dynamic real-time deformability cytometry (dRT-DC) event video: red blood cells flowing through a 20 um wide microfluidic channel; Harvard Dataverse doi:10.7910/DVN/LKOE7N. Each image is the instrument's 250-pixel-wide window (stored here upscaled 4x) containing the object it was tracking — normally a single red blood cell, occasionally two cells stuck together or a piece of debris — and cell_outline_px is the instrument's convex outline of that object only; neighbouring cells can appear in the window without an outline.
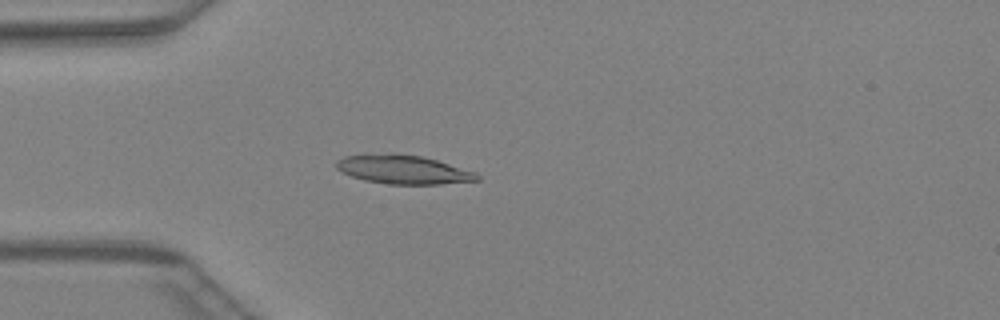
{"species": "Egyptian fruit bat (a non-hibernating species)", "species_latin": "Rousettus aegyptiacus", "temperature_condition": "warm", "stored_images_in_passage": 37, "camera_frame_rate_fps": 3000, "um_per_image_px": 0.085, "animal": {"sex": "female"}, "frame": {"image": 1, "passage_image": 8, "time_ms": 2.333, "image_size_px": [1000, 320], "cell_outline_px": [[480, 180], [440, 184], [388, 184], [364, 180], [352, 176], [336, 168], [336, 160], [344, 156], [420, 156], [436, 160], [476, 172], [480, 176]], "centroid_in_image_um": [34.34, 14.46], "position_along_channel_um": 50.7, "area_um2": 22.54}}
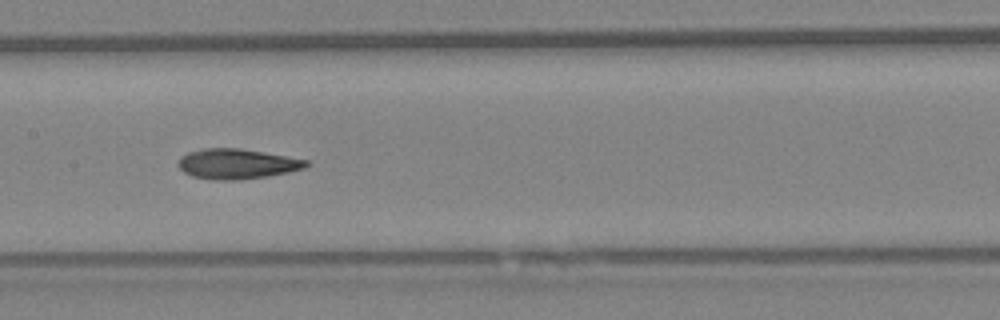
{"frame": {"image": 2, "passage_image": 18, "time_ms": 5.667, "image_size_px": [1000, 320], "cell_outline_px": [[308, 164], [304, 168], [288, 172], [268, 176], [240, 180], [212, 180], [192, 176], [184, 172], [176, 164], [180, 156], [188, 152], [204, 148], [240, 148], [264, 152], [308, 160]], "centroid_in_image_um": [20.1, 13.93], "position_along_channel_um": 187.3, "area_um2": 22.54}}
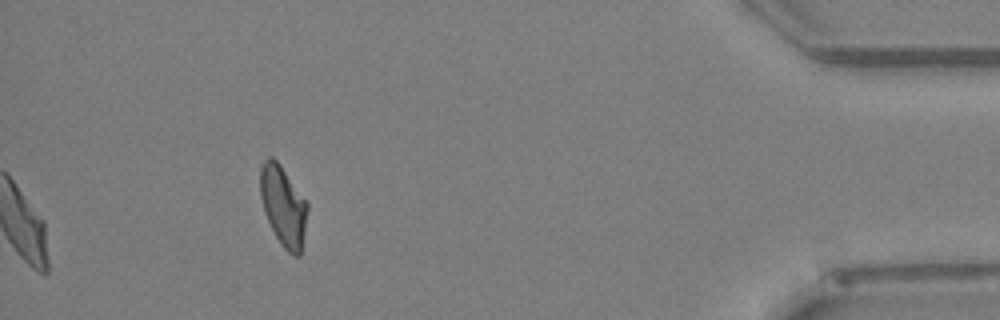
{"frame": {"image": 3, "passage_image": 37, "time_ms": 12.0, "image_size_px": [1000, 320], "cell_outline_px": [[308, 208], [300, 256], [292, 256], [280, 244], [264, 212], [260, 196], [260, 168], [264, 160], [268, 156], [272, 156], [280, 164], [308, 204]], "centroid_in_image_um": [24.06, 17.5], "position_along_channel_um": 411.1, "area_um2": 21.85}}